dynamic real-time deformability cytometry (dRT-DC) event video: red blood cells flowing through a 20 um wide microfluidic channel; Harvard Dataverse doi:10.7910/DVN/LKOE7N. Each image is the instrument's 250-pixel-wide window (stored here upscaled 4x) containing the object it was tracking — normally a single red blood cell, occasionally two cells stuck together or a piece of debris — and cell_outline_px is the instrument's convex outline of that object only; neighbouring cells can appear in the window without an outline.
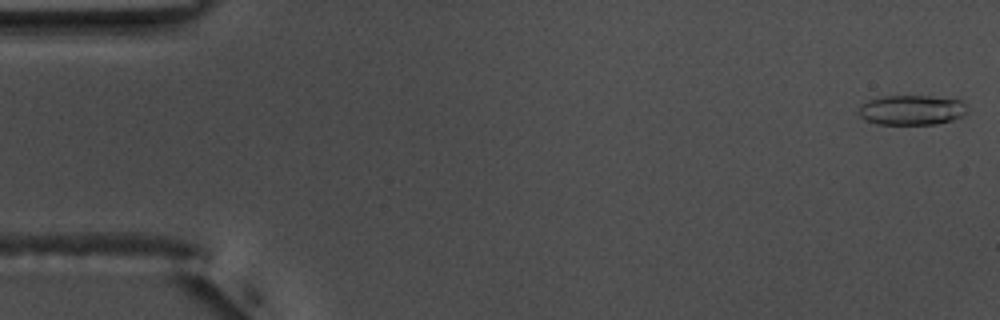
{"species": "common noctule bat (a hibernating species)", "species_latin": "Nyctalus noctula", "temperature_condition": "warm", "stored_images_in_passage": 54, "camera_frame_rate_fps": 3000, "um_per_image_px": 0.085, "animal": {"sex": "male", "body_mass_g": 17.5, "forearm_length_mm": 52.3}, "frame": {"image": 1, "passage_image": 1, "time_ms": 0.0, "image_size_px": [1000, 320], "cell_outline_px": [[968, 112], [964, 116], [952, 120], [936, 124], [876, 124], [860, 116], [856, 112], [868, 100], [880, 96], [928, 96], [960, 100], [964, 104]], "centroid_in_image_um": [77.5, 9.35], "position_along_channel_um": 7.5, "area_um2": 18.84}, "authors_computed_cell_mechanics": {"area_um2": 18.8717, "velocity_mm_per_s": 3.7392, "shape_relaxation_time_tau1_ms": null, "shape_relaxation_time_tau2_ms": 1.861, "deformation_change_tau1": null, "deformation_change_tau2": 0.1139}}